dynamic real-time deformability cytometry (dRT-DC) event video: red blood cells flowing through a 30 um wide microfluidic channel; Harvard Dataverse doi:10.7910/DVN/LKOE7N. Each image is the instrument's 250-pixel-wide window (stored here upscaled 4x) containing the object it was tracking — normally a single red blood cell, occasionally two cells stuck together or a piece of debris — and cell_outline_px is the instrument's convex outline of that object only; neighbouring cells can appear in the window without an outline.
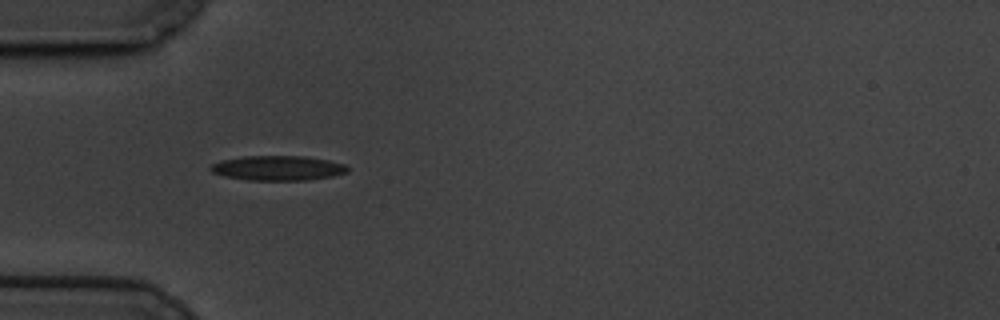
{"species": "common noctule bat (a hibernating species)", "species_latin": "Nyctalus noctula", "temperature_condition": "cold", "stored_images_in_passage": 42, "camera_frame_rate_fps": 3000, "um_per_image_px": 0.085, "animal": {"sex": "male", "body_mass_g": 19.5, "forearm_length_mm": 54.6}, "frame": {"image": 1, "passage_image": 1, "time_ms": 0.0, "image_size_px": [1000, 320], "cell_outline_px": [[348, 172], [332, 176], [308, 180], [248, 180], [224, 176], [212, 172], [208, 168], [212, 164], [220, 160], [244, 156], [304, 156], [328, 160], [344, 164], [348, 168]], "centroid_in_image_um": [23.59, 14.28], "position_along_channel_um": 61.4, "area_um2": 19.77}}
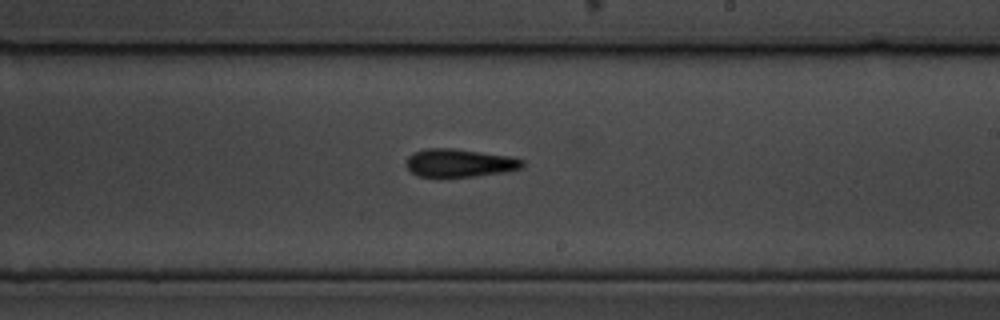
{"frame": {"image": 2, "passage_image": 18, "time_ms": 5.667, "image_size_px": [1000, 320], "cell_outline_px": [[524, 164], [520, 168], [504, 172], [476, 176], [416, 176], [404, 164], [408, 156], [412, 152], [424, 148], [452, 148], [508, 156], [524, 160]], "centroid_in_image_um": [39.0, 13.84], "position_along_channel_um": 250.0, "area_um2": 18.9}}
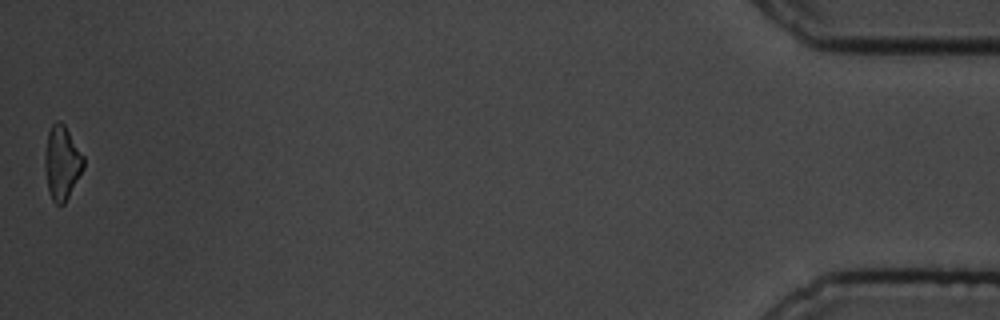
{"frame": {"image": 3, "passage_image": 42, "time_ms": 13.667, "image_size_px": [1000, 320], "cell_outline_px": [[84, 168], [64, 204], [56, 204], [52, 200], [48, 188], [44, 168], [44, 156], [48, 132], [52, 124], [56, 120], [60, 120], [64, 124], [84, 156]], "centroid_in_image_um": [5.26, 13.81], "position_along_channel_um": 429.9, "area_um2": 16.65}, "authors_computed_cell_mechanics": {"area_um2": 18.496, "velocity_mm_per_s": 3.3772, "shape_relaxation_time_tau1_ms": 3.262, "shape_relaxation_time_tau2_ms": 9.7909, "deformation_change_tau1": 0.1107, "deformation_change_tau2": 0.2042}}